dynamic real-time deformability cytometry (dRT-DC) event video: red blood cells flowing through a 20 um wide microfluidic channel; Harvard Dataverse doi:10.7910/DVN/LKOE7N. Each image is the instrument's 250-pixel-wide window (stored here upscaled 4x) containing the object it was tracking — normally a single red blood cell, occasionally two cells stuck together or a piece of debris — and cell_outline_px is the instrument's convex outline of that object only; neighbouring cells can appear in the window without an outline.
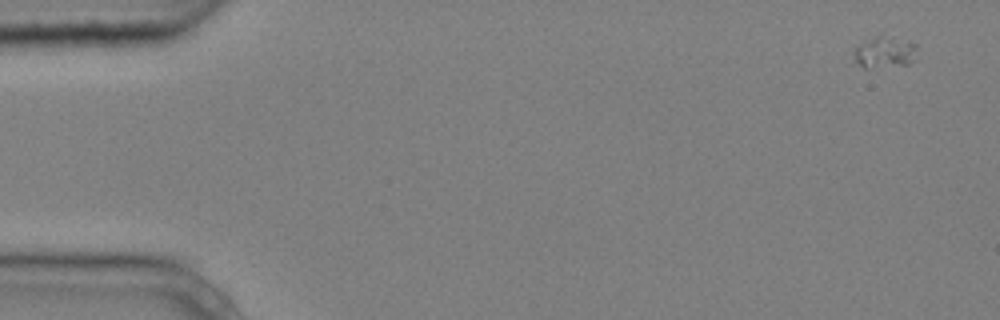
{"species": "common noctule bat (a hibernating species)", "species_latin": "Nyctalus noctula", "temperature_condition": "cold", "stored_images_in_passage": 5, "camera_frame_rate_fps": 3000, "um_per_image_px": 0.085, "animal": {"sex": "male", "body_mass_g": 20.4}, "frame": {"image": 1, "passage_image": 1, "time_ms": 0.0, "image_size_px": [1000, 320], "cell_outline_px": [[916, 60], [908, 64], [868, 68], [864, 68], [856, 60], [852, 52], [860, 44], [880, 32], [908, 40], [916, 44]], "centroid_in_image_um": [75.23, 4.38], "position_along_channel_um": 9.8, "area_um2": 11.96}}
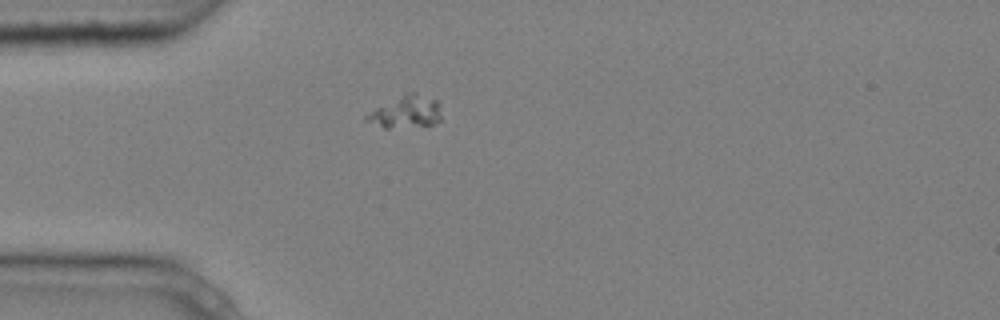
{"frame": {"image": 2, "passage_image": 4, "time_ms": 1.0, "image_size_px": [1000, 320], "cell_outline_px": [[440, 120], [424, 128], [384, 128], [364, 120], [364, 116], [376, 108], [404, 92], [416, 92], [436, 100], [440, 116]], "centroid_in_image_um": [34.49, 9.54], "position_along_channel_um": 50.5, "area_um2": 14.33}}